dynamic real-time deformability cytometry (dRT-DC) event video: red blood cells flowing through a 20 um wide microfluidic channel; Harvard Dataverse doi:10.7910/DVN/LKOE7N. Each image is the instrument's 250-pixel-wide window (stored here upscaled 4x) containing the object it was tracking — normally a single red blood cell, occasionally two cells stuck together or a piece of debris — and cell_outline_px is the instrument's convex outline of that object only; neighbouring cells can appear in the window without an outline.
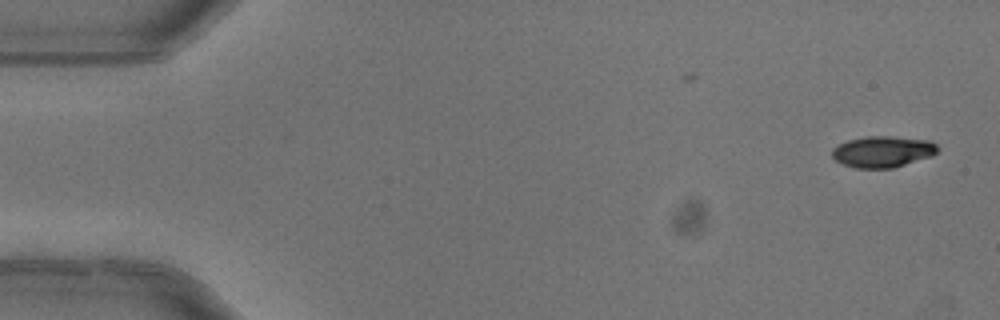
{"species": "common noctule bat (a hibernating species)", "species_latin": "Nyctalus noctula", "temperature_condition": "warm", "stored_images_in_passage": 5, "camera_frame_rate_fps": 3000, "um_per_image_px": 0.085, "animal": {"sex": "female"}, "frame": {"image": 1, "passage_image": 1, "time_ms": 0.0, "image_size_px": [1000, 320], "cell_outline_px": [[940, 148], [932, 156], [892, 168], [856, 168], [844, 164], [836, 160], [832, 156], [832, 148], [848, 140], [868, 136], [892, 136], [932, 140]], "centroid_in_image_um": [75.07, 12.88], "position_along_channel_um": 9.9, "area_um2": 19.25}}
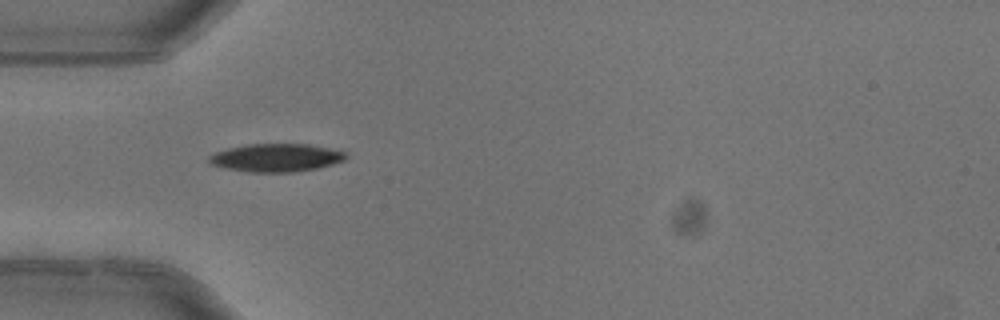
{"frame": {"image": 2, "passage_image": 4, "time_ms": 1.0, "image_size_px": [1000, 320], "cell_outline_px": [[348, 156], [344, 160], [332, 164], [316, 168], [288, 172], [252, 172], [228, 168], [212, 164], [208, 160], [208, 156], [216, 152], [228, 148], [248, 144], [308, 144], [332, 148], [348, 152]], "centroid_in_image_um": [23.52, 13.39], "position_along_channel_um": 61.5, "area_um2": 22.2}}